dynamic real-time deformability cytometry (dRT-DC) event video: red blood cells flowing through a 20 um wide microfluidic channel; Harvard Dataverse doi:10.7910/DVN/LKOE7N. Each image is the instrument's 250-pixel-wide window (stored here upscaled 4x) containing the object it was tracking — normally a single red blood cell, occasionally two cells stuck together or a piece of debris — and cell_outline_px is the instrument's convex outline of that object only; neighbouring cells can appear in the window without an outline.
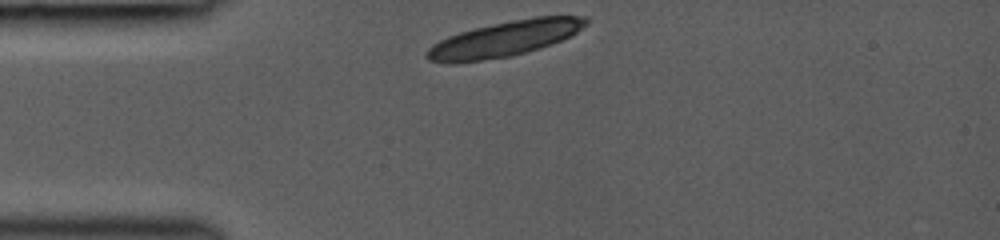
{"species": "common noctule bat (a hibernating species)", "species_latin": "Nyctalus noctula", "temperature_condition": "room temperature", "stored_images_in_passage": 1, "camera_frame_rate_fps": 3000, "um_per_image_px": 0.085, "animal": {"sex": "female", "body_mass_g": 19.0, "forearm_length_mm": 53.3}, "frame": {"image": 1, "passage_image": 1, "time_ms": 0.0, "image_size_px": [1000, 240], "cell_outline_px": [[588, 24], [576, 32], [552, 44], [512, 56], [456, 64], [448, 64], [428, 60], [424, 56], [424, 52], [432, 44], [448, 36], [460, 32], [476, 28], [512, 20], [536, 16], [588, 16]], "centroid_in_image_um": [42.84, 3.32], "position_along_channel_um": 42.2, "area_um2": 32.89}}